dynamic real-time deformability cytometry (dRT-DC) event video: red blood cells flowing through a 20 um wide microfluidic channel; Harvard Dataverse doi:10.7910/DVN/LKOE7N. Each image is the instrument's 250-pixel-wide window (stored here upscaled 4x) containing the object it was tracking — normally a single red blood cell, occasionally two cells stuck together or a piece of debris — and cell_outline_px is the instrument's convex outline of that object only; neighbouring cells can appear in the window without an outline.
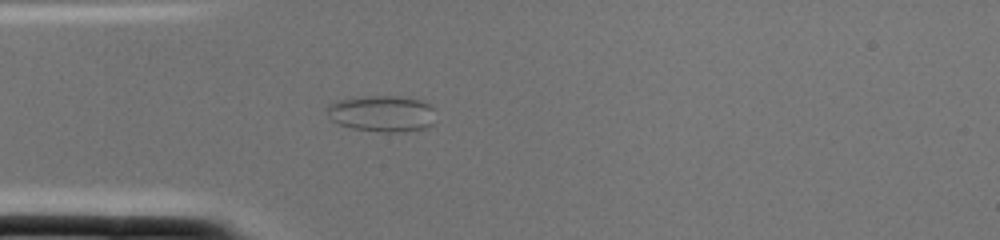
{"species": "common noctule bat (a hibernating species)", "species_latin": "Nyctalus noctula", "temperature_condition": "cold", "stored_images_in_passage": 1, "camera_frame_rate_fps": 3000, "um_per_image_px": 0.085, "animal": {"sex": "female", "body_mass_g": 22.0, "forearm_length_mm": 56.7}, "frame": {"image": 1, "passage_image": 1, "time_ms": 0.0, "image_size_px": [1000, 240], "cell_outline_px": [[432, 124], [424, 128], [396, 132], [380, 132], [352, 128], [340, 124], [332, 120], [328, 112], [328, 104], [340, 100], [372, 96], [396, 96], [420, 100], [428, 104], [432, 108]], "centroid_in_image_um": [32.45, 9.66], "position_along_channel_um": 52.5, "area_um2": 22.37}}